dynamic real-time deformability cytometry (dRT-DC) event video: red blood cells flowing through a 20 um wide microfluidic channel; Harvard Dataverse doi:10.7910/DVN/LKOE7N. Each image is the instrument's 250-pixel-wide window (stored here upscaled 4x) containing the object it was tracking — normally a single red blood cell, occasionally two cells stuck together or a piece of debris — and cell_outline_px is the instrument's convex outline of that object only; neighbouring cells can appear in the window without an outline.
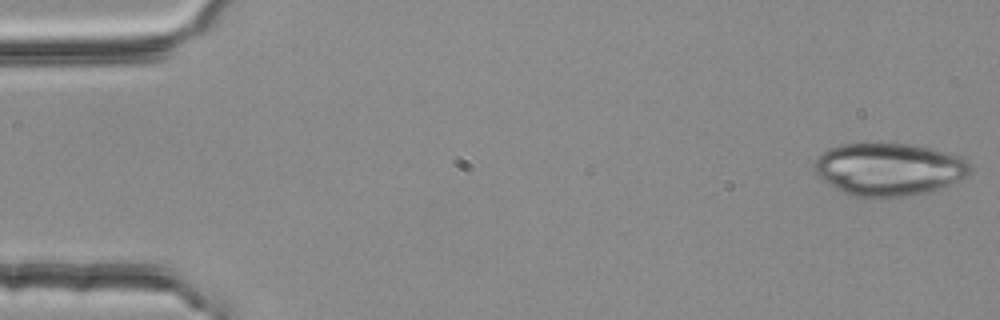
{"species": "common noctule bat (a hibernating species)", "species_latin": "Nyctalus noctula", "temperature_condition": "room temperature", "stored_images_in_passage": 54, "segment_of_instrument_passage": [1, 2], "camera_frame_rate_fps": 3000, "um_per_image_px": 0.085, "animal": {"sex": "female", "body_mass_g": 25.1}, "frame": {"image": 1, "passage_image": 1, "time_ms": 0.0, "image_size_px": [1000, 320], "cell_outline_px": [[972, 172], [968, 176], [948, 184], [924, 192], [904, 196], [848, 196], [812, 172], [812, 164], [828, 148], [840, 144], [912, 144], [960, 156], [972, 168]], "centroid_in_image_um": [75.5, 14.38], "position_along_channel_um": 9.5, "area_um2": 47.16}}
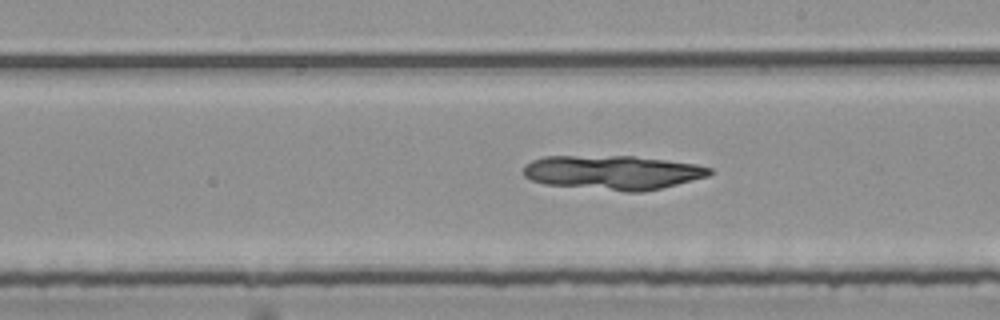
{"frame": {"image": 2, "passage_image": 30, "time_ms": 9.667, "image_size_px": [1000, 320], "cell_outline_px": [[712, 172], [708, 176], [644, 192], [624, 192], [544, 184], [532, 180], [524, 176], [524, 164], [532, 160], [544, 156], [632, 156], [696, 164], [712, 168]], "centroid_in_image_um": [52.05, 14.66], "position_along_channel_um": 236.9, "area_um2": 37.17}}
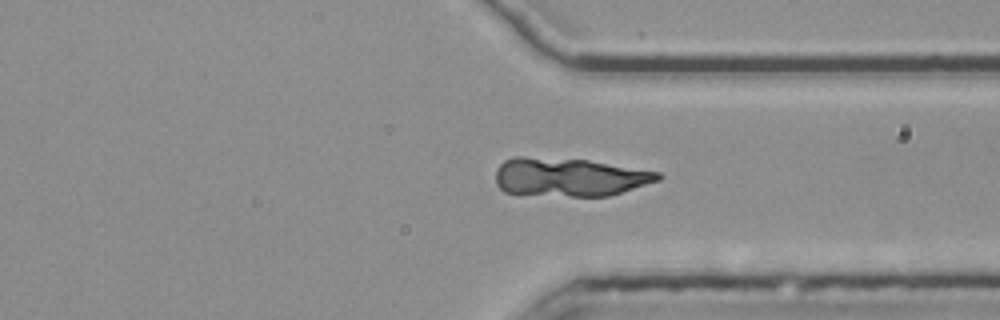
{"frame": {"image": 3, "passage_image": 40, "time_ms": 13.0, "image_size_px": [1000, 320], "cell_outline_px": [[664, 176], [660, 180], [608, 196], [572, 196], [504, 192], [496, 184], [496, 168], [504, 160], [516, 156], [524, 156], [588, 160], [660, 172]], "centroid_in_image_um": [48.39, 15.04], "position_along_channel_um": 363.0, "area_um2": 36.3}}